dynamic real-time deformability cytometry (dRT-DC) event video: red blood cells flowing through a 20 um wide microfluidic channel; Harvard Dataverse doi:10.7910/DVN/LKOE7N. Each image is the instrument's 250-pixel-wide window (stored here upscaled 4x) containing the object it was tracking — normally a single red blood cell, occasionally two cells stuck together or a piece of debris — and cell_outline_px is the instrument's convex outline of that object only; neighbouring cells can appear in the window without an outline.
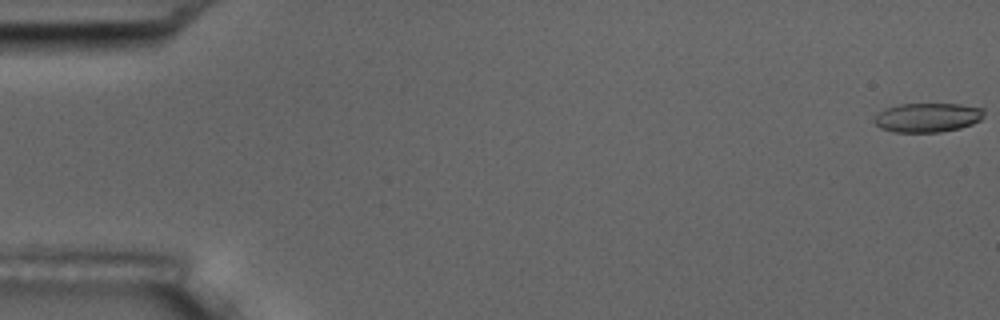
{"species": "common noctule bat (a hibernating species)", "species_latin": "Nyctalus noctula", "temperature_condition": "room temperature", "stored_images_in_passage": 9, "camera_frame_rate_fps": 3000, "um_per_image_px": 0.085, "animal": {"sex": "male", "body_mass_g": 17.5, "forearm_length_mm": 52.3}, "frame": {"image": 1, "passage_image": 1, "time_ms": 0.0, "image_size_px": [1000, 320], "cell_outline_px": [[984, 116], [980, 120], [972, 124], [960, 128], [940, 132], [892, 132], [880, 128], [872, 120], [884, 108], [900, 104], [960, 104], [984, 108]], "centroid_in_image_um": [78.84, 9.99], "position_along_channel_um": 6.2, "area_um2": 18.79}}
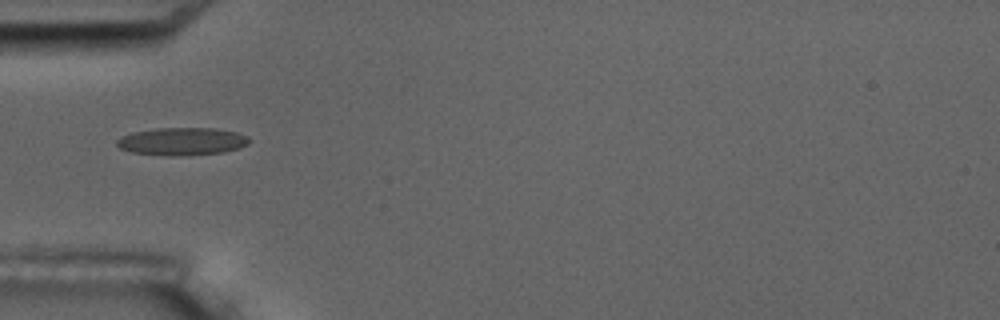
{"frame": {"image": 2, "passage_image": 6, "time_ms": 6.0, "image_size_px": [1000, 320], "cell_outline_px": [[252, 140], [248, 144], [240, 148], [224, 152], [180, 156], [172, 156], [132, 152], [120, 148], [116, 144], [116, 140], [120, 136], [132, 132], [156, 128], [216, 128], [236, 132], [248, 136]], "centroid_in_image_um": [15.49, 12.01], "position_along_channel_um": 69.5, "area_um2": 21.56}}
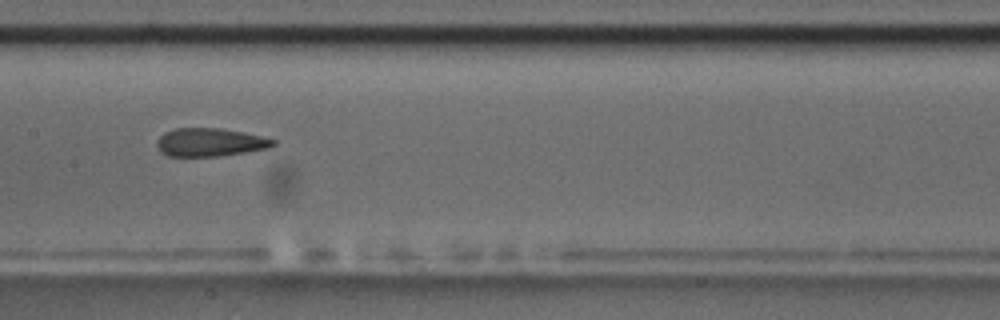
{"frame": {"image": 3, "passage_image": 9, "time_ms": 9.333, "image_size_px": [1000, 320], "cell_outline_px": [[276, 144], [268, 148], [220, 156], [168, 156], [160, 152], [156, 144], [156, 140], [164, 132], [176, 128], [220, 128], [260, 136], [276, 140]], "centroid_in_image_um": [17.8, 12.09], "position_along_channel_um": 189.6, "area_um2": 19.02}}